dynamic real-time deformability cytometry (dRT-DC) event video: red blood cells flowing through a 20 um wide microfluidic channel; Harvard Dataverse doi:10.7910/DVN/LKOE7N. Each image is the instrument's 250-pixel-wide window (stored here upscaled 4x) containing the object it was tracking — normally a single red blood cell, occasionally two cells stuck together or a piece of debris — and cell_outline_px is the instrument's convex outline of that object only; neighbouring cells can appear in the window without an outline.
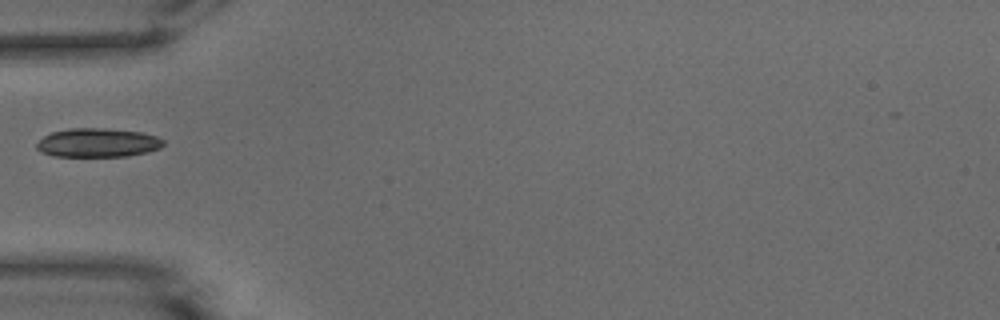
{"species": "common noctule bat (a hibernating species)", "species_latin": "Nyctalus noctula", "temperature_condition": "warm", "stored_images_in_passage": 10, "camera_frame_rate_fps": 3000, "um_per_image_px": 0.085, "animal": {"sex": "male", "body_mass_g": 15.6}, "frame": {"image": 1, "passage_image": 1, "time_ms": 0.0, "image_size_px": [1000, 320], "cell_outline_px": [[164, 144], [160, 148], [148, 152], [128, 156], [56, 156], [40, 152], [36, 148], [36, 144], [44, 136], [52, 132], [68, 128], [104, 128], [140, 132], [156, 136], [164, 140]], "centroid_in_image_um": [8.31, 12.13], "position_along_channel_um": 76.7, "area_um2": 21.33}}